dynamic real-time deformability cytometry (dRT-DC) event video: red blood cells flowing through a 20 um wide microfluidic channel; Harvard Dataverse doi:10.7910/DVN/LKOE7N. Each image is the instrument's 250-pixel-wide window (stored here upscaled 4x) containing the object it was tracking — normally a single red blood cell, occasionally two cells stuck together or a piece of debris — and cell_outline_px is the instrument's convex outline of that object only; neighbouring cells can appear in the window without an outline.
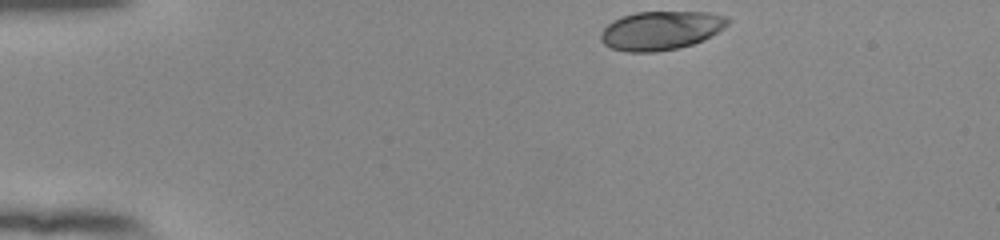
{"species": "human", "species_latin": "Homo sapiens", "temperature_condition": "room temperature", "stored_images_in_passage": 38, "camera_frame_rate_fps": 3000, "um_per_image_px": 0.085, "donor": {"sex": "female"}, "frame": {"image": 1, "passage_image": 1, "time_ms": 0.0, "image_size_px": [1000, 240], "cell_outline_px": [[732, 20], [724, 28], [692, 44], [676, 48], [656, 52], [624, 52], [612, 48], [604, 44], [600, 40], [600, 32], [612, 20], [636, 12], [708, 12], [728, 16]], "centroid_in_image_um": [56.15, 2.58], "position_along_channel_um": 28.8, "area_um2": 28.67}}
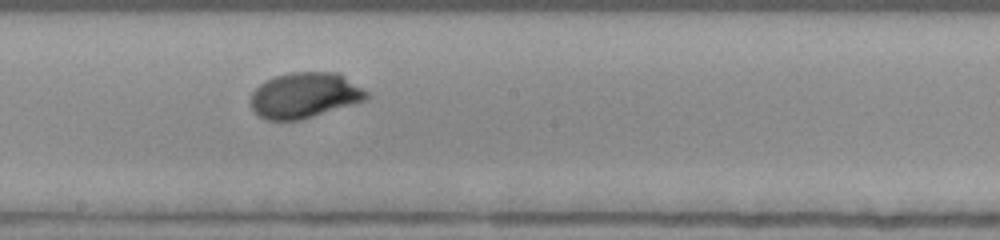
{"frame": {"image": 2, "passage_image": 22, "time_ms": 7.0, "image_size_px": [1000, 240], "cell_outline_px": [[372, 96], [368, 100], [300, 120], [264, 120], [252, 108], [252, 92], [260, 84], [276, 76], [292, 72], [340, 72], [372, 92]], "centroid_in_image_um": [26.02, 8.09], "position_along_channel_um": 222.2, "area_um2": 31.15}}
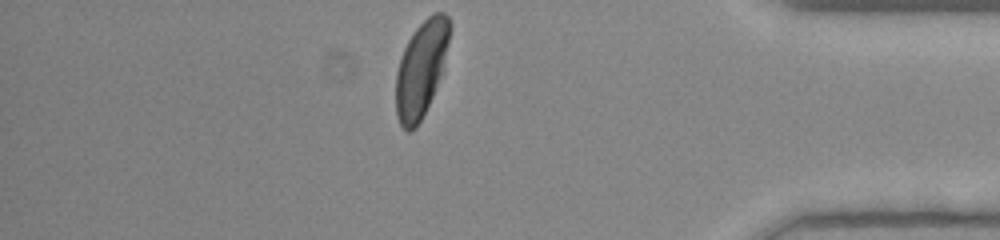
{"frame": {"image": 3, "passage_image": 38, "time_ms": 12.333, "image_size_px": [1000, 240], "cell_outline_px": [[452, 28], [440, 72], [432, 96], [416, 128], [412, 132], [408, 132], [400, 124], [396, 116], [396, 72], [400, 56], [408, 40], [416, 28], [432, 12], [444, 12], [448, 16], [452, 24]], "centroid_in_image_um": [35.77, 5.82], "position_along_channel_um": 399.4, "area_um2": 29.65}, "authors_computed_cell_mechanics": {"area_um2": 30.2583, "velocity_mm_per_s": 3.8624, "shape_relaxation_time_tau1_ms": 2.6369, "shape_relaxation_time_tau2_ms": null, "deformation_change_tau1": 0.1609, "deformation_change_tau2": null}}